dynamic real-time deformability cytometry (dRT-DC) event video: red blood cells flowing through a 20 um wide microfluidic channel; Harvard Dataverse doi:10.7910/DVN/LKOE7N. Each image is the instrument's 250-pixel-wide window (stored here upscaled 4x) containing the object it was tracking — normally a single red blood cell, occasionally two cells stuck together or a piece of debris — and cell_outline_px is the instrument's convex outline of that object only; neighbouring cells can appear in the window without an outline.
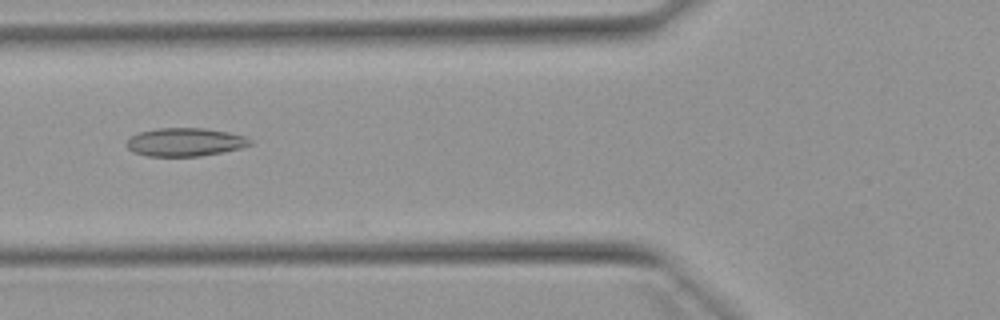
{"species": "Egyptian fruit bat (a non-hibernating species)", "species_latin": "Rousettus aegyptiacus", "temperature_condition": "warm", "stored_images_in_passage": 33, "camera_frame_rate_fps": 3000, "um_per_image_px": 0.085, "animal": {"sex": "female"}, "frame": {"image": 1, "passage_image": 4, "time_ms": 1.0, "image_size_px": [1000, 320], "cell_outline_px": [[252, 144], [240, 148], [224, 152], [200, 156], [148, 156], [132, 152], [124, 144], [132, 136], [140, 132], [156, 128], [204, 128], [228, 132], [244, 136], [252, 140]], "centroid_in_image_um": [15.72, 12.08], "position_along_channel_um": 110.1, "area_um2": 20.4}}
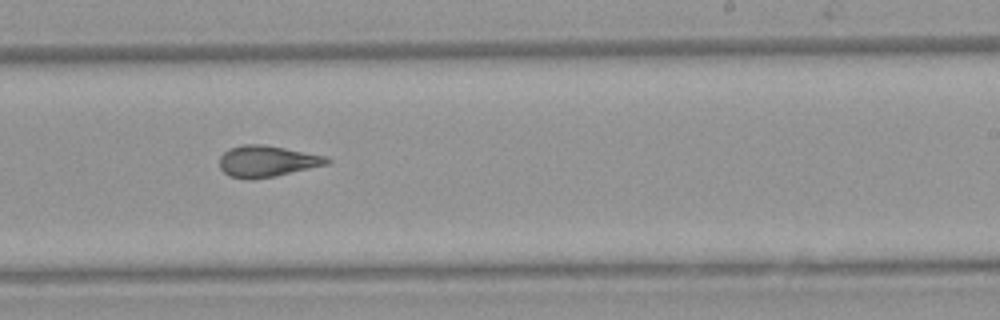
{"frame": {"image": 2, "passage_image": 16, "time_ms": 5.0, "image_size_px": [1000, 320], "cell_outline_px": [[332, 160], [328, 164], [276, 176], [228, 176], [220, 168], [220, 156], [224, 152], [232, 148], [244, 144], [264, 144], [328, 156]], "centroid_in_image_um": [22.77, 13.66], "position_along_channel_um": 266.2, "area_um2": 19.02}}
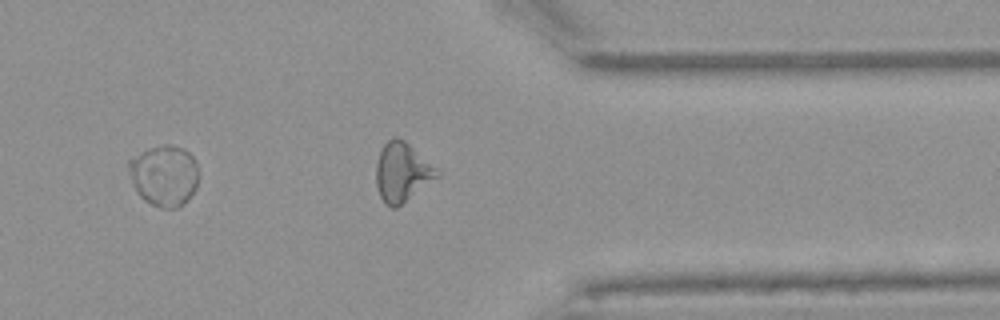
{"frame": {"image": 3, "passage_image": 25, "time_ms": 8.0, "image_size_px": [1000, 320], "cell_outline_px": [[196, 188], [176, 208], [160, 208], [144, 200], [136, 192], [132, 184], [124, 164], [128, 160], [148, 148], [164, 144], [172, 144], [184, 148], [192, 156], [196, 164]], "centroid_in_image_um": [13.86, 14.88], "position_along_channel_um": 397.5, "area_um2": 24.85}, "authors_computed_cell_mechanics": {"area_um2": 19.7098, "velocity_mm_per_s": 3.9189, "shape_relaxation_time_tau1_ms": null, "shape_relaxation_time_tau2_ms": 2.2616, "deformation_change_tau1": null, "deformation_change_tau2": 0.1049}}